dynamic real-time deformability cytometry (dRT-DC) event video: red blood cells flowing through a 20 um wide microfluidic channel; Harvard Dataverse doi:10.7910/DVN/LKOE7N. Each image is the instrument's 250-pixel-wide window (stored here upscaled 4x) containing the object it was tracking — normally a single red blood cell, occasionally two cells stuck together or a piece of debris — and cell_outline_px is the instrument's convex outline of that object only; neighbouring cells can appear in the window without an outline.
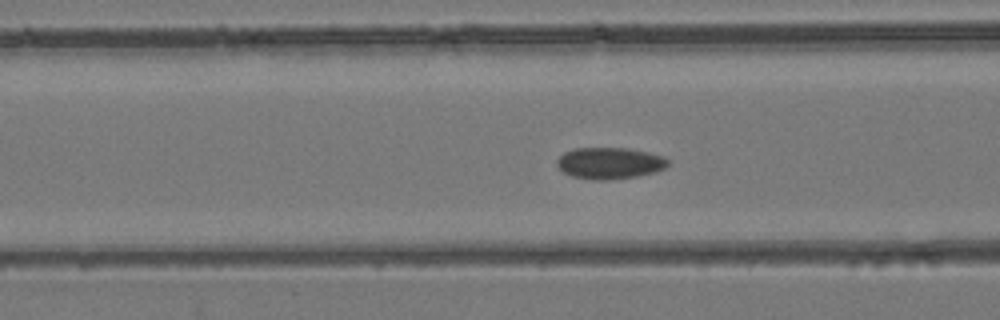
{"species": "common noctule bat (a hibernating species)", "species_latin": "Nyctalus noctula", "temperature_condition": "room temperature", "stored_images_in_passage": 52, "camera_frame_rate_fps": 3000, "um_per_image_px": 0.085, "animal": {"sex": "female", "body_mass_g": 24.6, "forearm_length_mm": 56.2}, "frame": {"image": 1, "passage_image": 21, "time_ms": 6.667, "image_size_px": [1000, 320], "cell_outline_px": [[668, 164], [664, 168], [652, 172], [636, 176], [608, 180], [592, 180], [572, 176], [564, 172], [556, 164], [556, 160], [564, 152], [572, 148], [628, 148], [648, 152], [664, 156], [668, 160]], "centroid_in_image_um": [51.79, 13.86], "position_along_channel_um": 114.8, "area_um2": 20.35}}
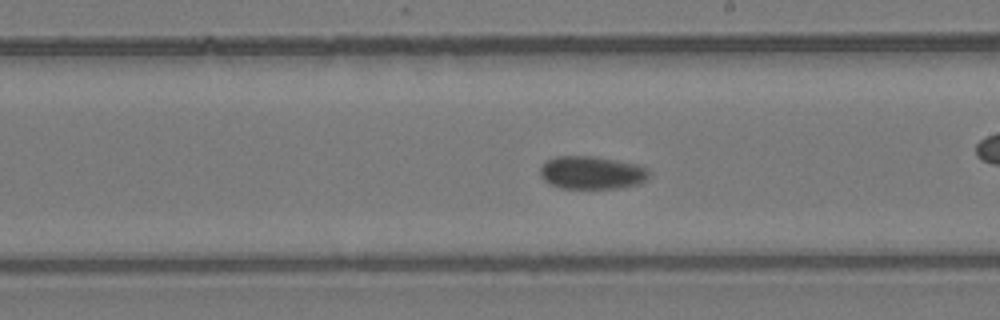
{"frame": {"image": 2, "passage_image": 30, "time_ms": 9.667, "image_size_px": [1000, 320], "cell_outline_px": [[652, 172], [640, 184], [620, 188], [560, 188], [548, 184], [540, 176], [540, 168], [548, 160], [556, 156], [592, 156], [616, 160], [636, 164], [648, 168]], "centroid_in_image_um": [50.31, 14.68], "position_along_channel_um": 238.7, "area_um2": 21.04}}
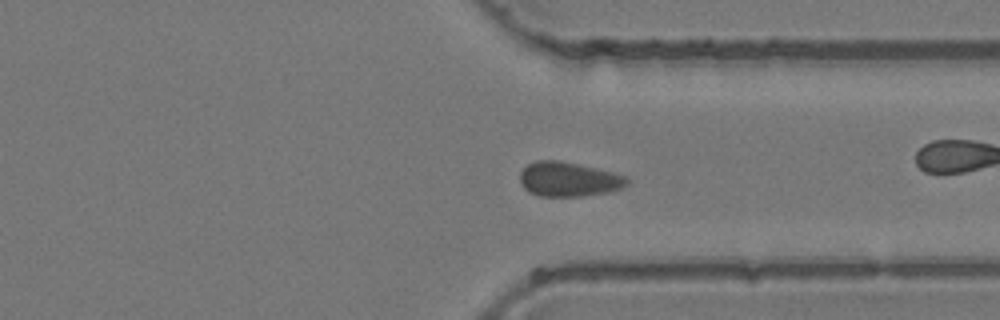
{"frame": {"image": 3, "passage_image": 39, "time_ms": 12.667, "image_size_px": [1000, 320], "cell_outline_px": [[628, 184], [620, 188], [608, 192], [580, 196], [540, 196], [528, 192], [520, 184], [520, 172], [528, 164], [536, 160], [560, 160], [596, 168], [612, 172], [624, 176], [628, 180]], "centroid_in_image_um": [48.28, 15.23], "position_along_channel_um": 363.1, "area_um2": 21.44}}